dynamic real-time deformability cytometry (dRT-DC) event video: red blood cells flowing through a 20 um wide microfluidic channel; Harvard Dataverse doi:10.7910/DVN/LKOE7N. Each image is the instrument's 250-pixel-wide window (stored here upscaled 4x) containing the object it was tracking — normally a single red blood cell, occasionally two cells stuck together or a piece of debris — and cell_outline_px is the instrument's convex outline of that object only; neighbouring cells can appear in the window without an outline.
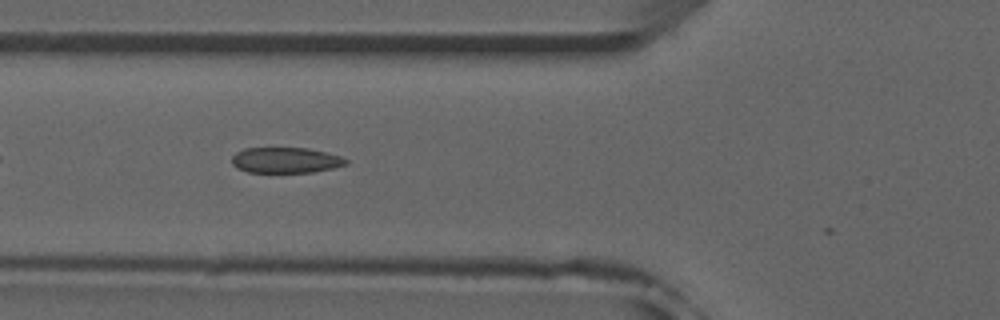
{"species": "common noctule bat (a hibernating species)", "species_latin": "Nyctalus noctula", "temperature_condition": "room temperature", "stored_images_in_passage": 11, "camera_frame_rate_fps": 3000, "um_per_image_px": 0.085, "animal": {"sex": "male", "forearm_length_mm": 52.5}, "frame": {"image": 1, "passage_image": 4, "time_ms": 1.0, "image_size_px": [1000, 320], "cell_outline_px": [[348, 164], [332, 168], [312, 172], [248, 172], [236, 168], [232, 164], [232, 156], [236, 152], [244, 148], [308, 148], [340, 156], [348, 160]], "centroid_in_image_um": [24.25, 13.61], "position_along_channel_um": 101.5, "area_um2": 16.99}}
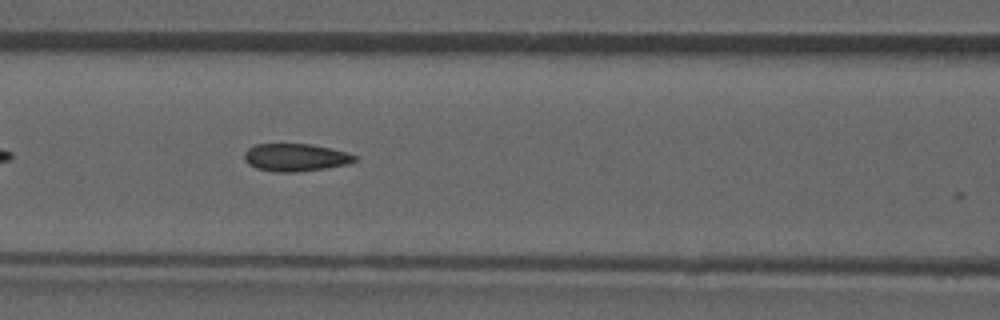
{"frame": {"image": 2, "passage_image": 7, "time_ms": 2.0, "image_size_px": [1000, 320], "cell_outline_px": [[356, 160], [348, 164], [328, 168], [296, 172], [272, 172], [256, 168], [248, 164], [244, 160], [244, 152], [248, 148], [256, 144], [312, 144], [344, 152], [356, 156]], "centroid_in_image_um": [25.07, 13.39], "position_along_channel_um": 141.5, "area_um2": 17.8}}